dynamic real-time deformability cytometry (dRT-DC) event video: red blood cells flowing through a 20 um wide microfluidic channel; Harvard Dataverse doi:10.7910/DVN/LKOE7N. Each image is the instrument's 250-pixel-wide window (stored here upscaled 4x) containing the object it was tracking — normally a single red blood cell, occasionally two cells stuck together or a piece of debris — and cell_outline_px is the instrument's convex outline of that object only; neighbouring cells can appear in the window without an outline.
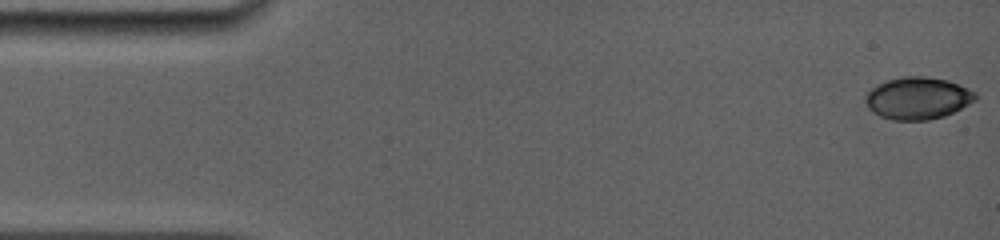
{"species": "common noctule bat (a hibernating species)", "species_latin": "Nyctalus noctula", "temperature_condition": "room temperature", "stored_images_in_passage": 56, "camera_frame_rate_fps": 5000, "um_per_image_px": 0.085, "animal": {"sex": "female", "body_mass_g": 19.0, "forearm_length_mm": 56.7}, "frame": {"image": 1, "passage_image": 1, "time_ms": 0.0, "image_size_px": [1000, 240], "cell_outline_px": [[976, 100], [944, 116], [928, 120], [892, 120], [880, 116], [872, 112], [868, 108], [864, 100], [864, 96], [876, 84], [900, 76], [924, 76], [948, 80], [968, 88], [976, 92]], "centroid_in_image_um": [77.97, 8.34], "position_along_channel_um": 7.0, "area_um2": 27.11}}
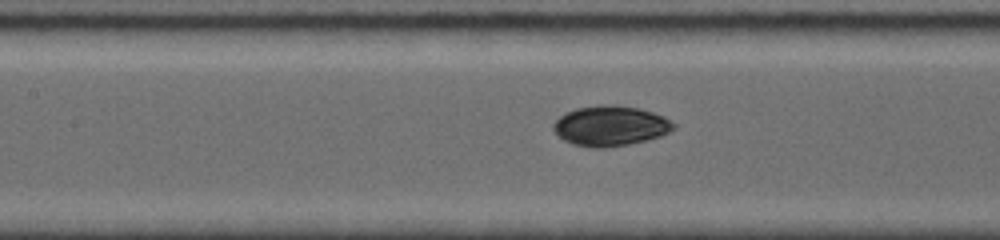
{"frame": {"image": 2, "passage_image": 32, "time_ms": 7.0, "image_size_px": [1000, 240], "cell_outline_px": [[676, 128], [660, 136], [648, 140], [628, 144], [604, 148], [596, 148], [572, 144], [564, 140], [552, 128], [552, 124], [560, 116], [576, 108], [600, 104], [616, 104], [640, 108], [664, 116], [676, 124]], "centroid_in_image_um": [51.9, 10.69], "position_along_channel_um": 155.5, "area_um2": 28.26}}
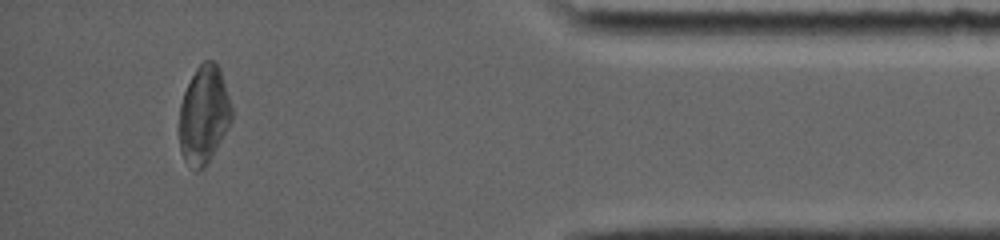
{"frame": {"image": 3, "passage_image": 56, "time_ms": 14.6, "image_size_px": [1000, 240], "cell_outline_px": [[232, 120], [228, 128], [208, 164], [204, 168], [196, 172], [184, 160], [180, 148], [180, 104], [184, 92], [196, 68], [204, 60], [216, 60], [220, 68], [232, 104]], "centroid_in_image_um": [17.35, 9.76], "position_along_channel_um": 417.8, "area_um2": 30.17}, "authors_computed_cell_mechanics": {"area_um2": 27.1371, "velocity_mm_per_s": 3.8936, "shape_relaxation_time_tau1_ms": 2.2969, "shape_relaxation_time_tau2_ms": 3.8277, "deformation_change_tau1": 0.0993, "deformation_change_tau2": 0.0573}}